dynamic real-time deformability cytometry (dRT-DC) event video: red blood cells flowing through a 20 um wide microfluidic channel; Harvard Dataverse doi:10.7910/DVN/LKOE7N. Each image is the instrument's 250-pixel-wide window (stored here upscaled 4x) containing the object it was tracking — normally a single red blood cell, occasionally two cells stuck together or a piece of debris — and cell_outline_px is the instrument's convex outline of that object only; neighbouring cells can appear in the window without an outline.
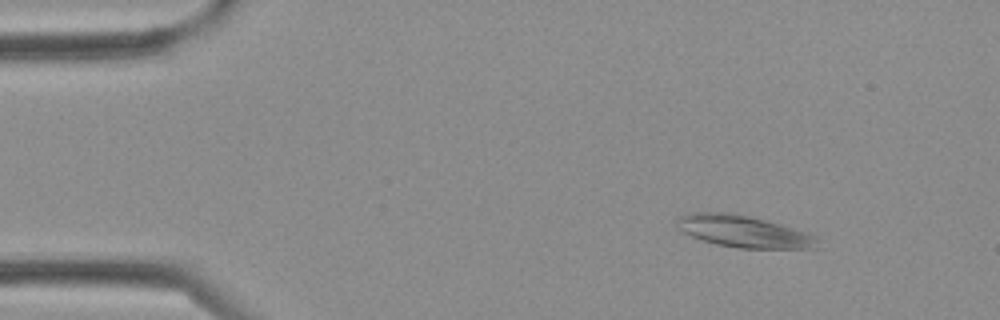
{"species": "Egyptian fruit bat (a non-hibernating species)", "species_latin": "Rousettus aegyptiacus", "temperature_condition": "cold", "stored_images_in_passage": 2, "camera_frame_rate_fps": 3000, "um_per_image_px": 0.085, "frame": {"image": 1, "passage_image": 1, "time_ms": 0.0, "image_size_px": [1000, 320], "cell_outline_px": [[816, 248], [736, 248], [716, 244], [692, 236], [676, 228], [676, 220], [680, 216], [692, 212], [732, 212], [768, 220], [808, 232], [816, 236]], "centroid_in_image_um": [63.18, 19.65], "position_along_channel_um": 21.8, "area_um2": 26.18}}
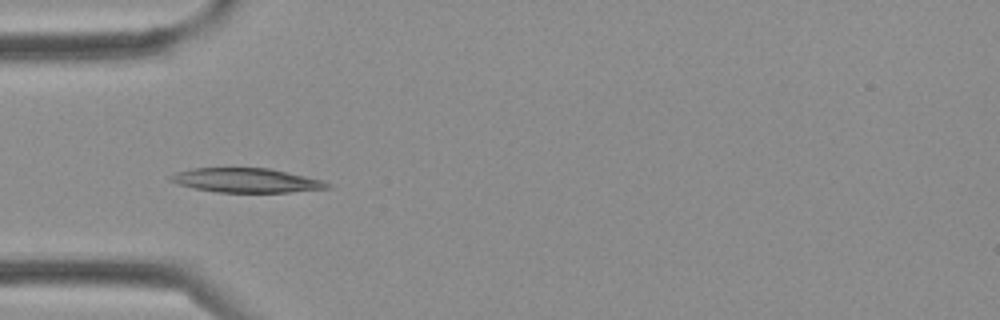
{"frame": {"image": 2, "passage_image": 2, "time_ms": 0.333, "image_size_px": [1000, 320], "cell_outline_px": [[332, 188], [288, 192], [216, 192], [192, 188], [168, 180], [168, 176], [176, 172], [192, 168], [268, 168], [324, 180], [332, 184]], "centroid_in_image_um": [20.94, 15.33], "position_along_channel_um": 64.1, "area_um2": 22.25}}